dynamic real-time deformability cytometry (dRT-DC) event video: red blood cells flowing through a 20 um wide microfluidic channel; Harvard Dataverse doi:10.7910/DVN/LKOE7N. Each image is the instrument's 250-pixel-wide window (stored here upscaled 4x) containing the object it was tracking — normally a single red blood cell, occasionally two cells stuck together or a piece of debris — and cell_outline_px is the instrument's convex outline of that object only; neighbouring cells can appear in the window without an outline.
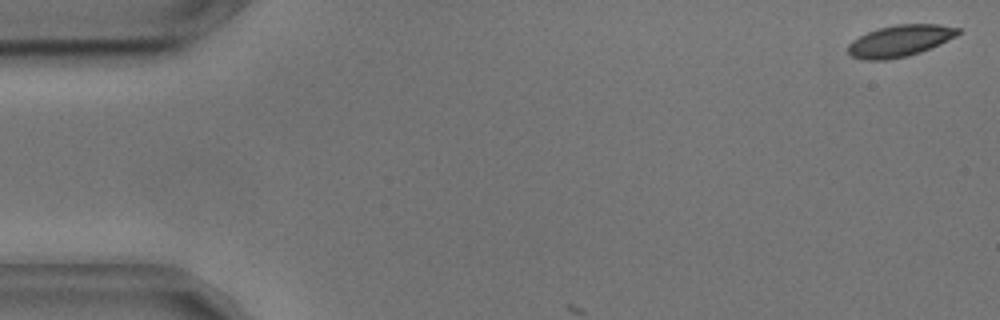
{"species": "common noctule bat (a hibernating species)", "species_latin": "Nyctalus noctula", "temperature_condition": "cold", "stored_images_in_passage": 8, "camera_frame_rate_fps": 3000, "um_per_image_px": 0.085, "animal": {"sex": "male", "body_mass_g": 17.9, "forearm_length_mm": 54.2}, "frame": {"image": 1, "passage_image": 2, "time_ms": 0.333, "image_size_px": [1000, 320], "cell_outline_px": [[960, 32], [956, 36], [940, 44], [920, 52], [908, 56], [884, 60], [864, 60], [852, 56], [848, 52], [848, 44], [852, 40], [868, 32], [880, 28], [896, 24], [940, 24], [960, 28]], "centroid_in_image_um": [76.5, 3.47], "position_along_channel_um": 8.5, "area_um2": 20.17}}